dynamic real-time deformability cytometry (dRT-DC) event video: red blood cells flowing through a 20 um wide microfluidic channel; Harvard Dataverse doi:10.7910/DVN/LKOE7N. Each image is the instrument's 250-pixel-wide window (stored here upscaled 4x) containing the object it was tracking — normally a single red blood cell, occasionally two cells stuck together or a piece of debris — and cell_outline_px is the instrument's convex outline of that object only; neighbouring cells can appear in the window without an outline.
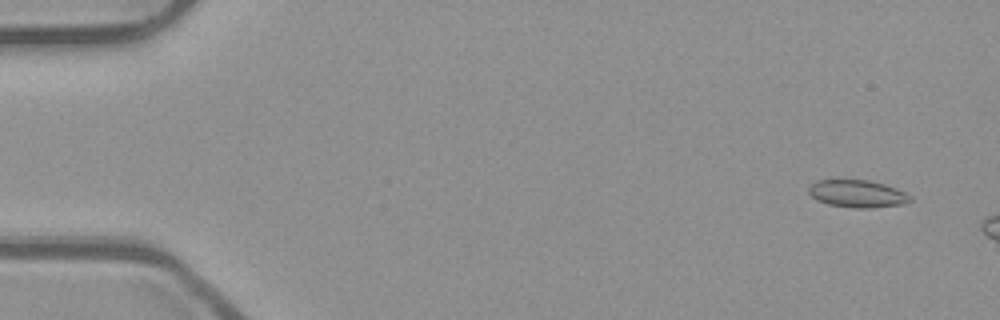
{"species": "common noctule bat (a hibernating species)", "species_latin": "Nyctalus noctula", "temperature_condition": "room temperature", "stored_images_in_passage": 10, "camera_frame_rate_fps": 3000, "um_per_image_px": 0.085, "animal": {"sex": "male", "body_mass_g": 23.1, "forearm_length_mm": 52.7}, "frame": {"image": 1, "passage_image": 4, "time_ms": 1.0, "image_size_px": [1000, 320], "cell_outline_px": [[912, 200], [904, 204], [868, 208], [856, 208], [828, 204], [812, 196], [808, 192], [808, 188], [816, 180], [868, 180], [884, 184], [896, 188], [912, 196]], "centroid_in_image_um": [72.9, 16.46], "position_along_channel_um": 12.1, "area_um2": 16.07}}